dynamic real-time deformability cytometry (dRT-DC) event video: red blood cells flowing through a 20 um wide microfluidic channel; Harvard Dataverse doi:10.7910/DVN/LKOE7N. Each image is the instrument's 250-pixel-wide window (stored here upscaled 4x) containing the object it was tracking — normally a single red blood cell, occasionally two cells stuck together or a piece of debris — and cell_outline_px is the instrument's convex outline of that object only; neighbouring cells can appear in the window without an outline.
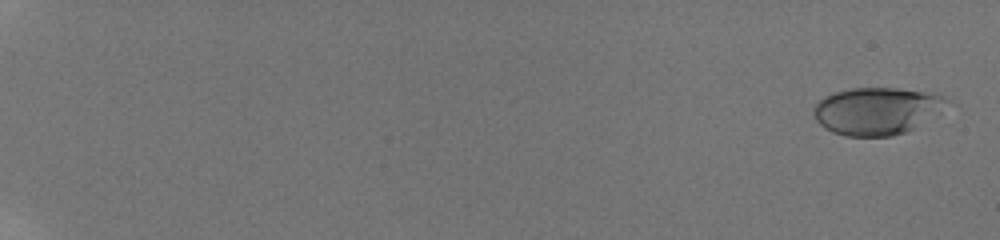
{"species": "human", "species_latin": "Homo sapiens", "temperature_condition": "room temperature", "stored_images_in_passage": 44, "camera_frame_rate_fps": 3000, "um_per_image_px": 0.085, "donor": {"sex": "male"}, "frame": {"image": 1, "passage_image": 1, "time_ms": 0.0, "image_size_px": [1000, 240], "cell_outline_px": [[952, 100], [908, 132], [892, 136], [844, 136], [832, 132], [824, 128], [816, 120], [812, 112], [812, 108], [824, 96], [836, 92], [852, 88], [896, 88], [936, 92], [948, 96]], "centroid_in_image_um": [74.52, 9.41], "position_along_channel_um": 10.5, "area_um2": 36.82}}
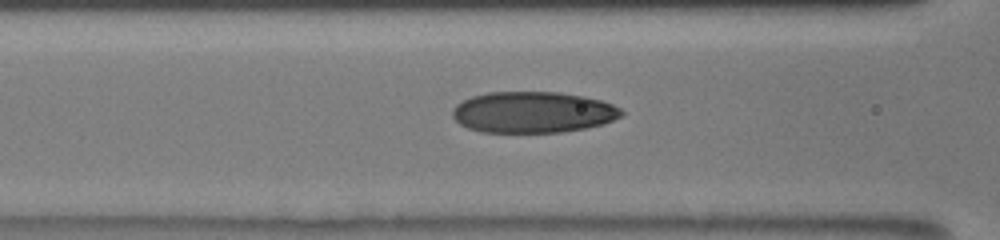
{"frame": {"image": 2, "passage_image": 19, "time_ms": 9.0, "image_size_px": [1000, 240], "cell_outline_px": [[624, 112], [620, 116], [604, 124], [564, 132], [480, 132], [468, 128], [460, 124], [452, 116], [452, 108], [456, 104], [472, 96], [488, 92], [560, 92], [584, 96], [600, 100], [612, 104], [620, 108]], "centroid_in_image_um": [45.28, 9.54], "position_along_channel_um": 121.3, "area_um2": 40.63}}
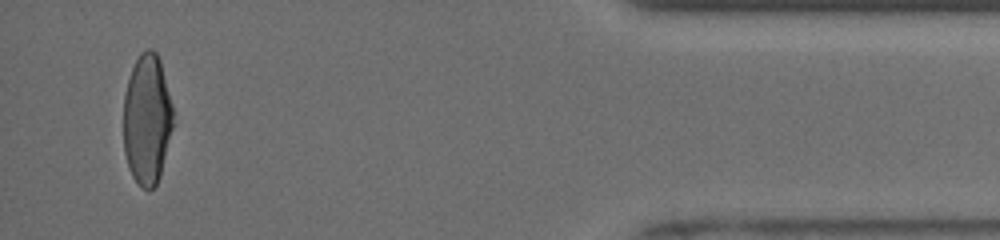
{"frame": {"image": 3, "passage_image": 42, "time_ms": 18.0, "image_size_px": [1000, 240], "cell_outline_px": [[172, 128], [160, 176], [156, 184], [148, 192], [132, 176], [128, 168], [124, 152], [124, 96], [128, 80], [132, 68], [140, 52], [144, 48], [152, 48], [156, 52], [160, 60], [172, 104]], "centroid_in_image_um": [12.49, 10.13], "position_along_channel_um": 422.7, "area_um2": 37.57}, "authors_computed_cell_mechanics": {"area_um2": 39.6797, "velocity_mm_per_s": 3.9095, "shape_relaxation_time_tau1_ms": 5.7525, "shape_relaxation_time_tau2_ms": 0.9256, "deformation_change_tau1": 0.2109, "deformation_change_tau2": 0.0668}}